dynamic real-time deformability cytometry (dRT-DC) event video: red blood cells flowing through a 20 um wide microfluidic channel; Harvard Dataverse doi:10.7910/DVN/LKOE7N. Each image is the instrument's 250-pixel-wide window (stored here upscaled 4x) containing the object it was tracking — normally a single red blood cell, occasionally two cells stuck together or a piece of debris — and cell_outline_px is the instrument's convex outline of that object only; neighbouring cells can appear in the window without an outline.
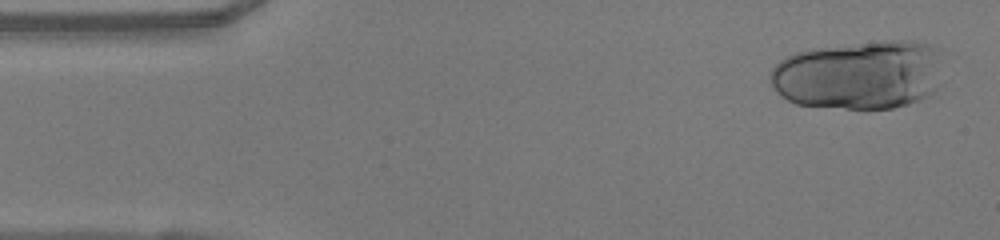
{"species": "human", "species_latin": "Homo sapiens", "temperature_condition": "warm", "stored_images_in_passage": 24, "camera_frame_rate_fps": 3000, "um_per_image_px": 0.085, "donor": {"sex": "female"}, "frame": {"image": 1, "passage_image": 3, "time_ms": 0.667, "image_size_px": [1000, 240], "cell_outline_px": [[932, 52], [928, 96], [920, 100], [908, 104], [892, 108], [848, 108], [796, 104], [788, 100], [772, 84], [772, 68], [780, 60], [796, 52], [812, 48], [880, 40], [912, 40], [924, 44], [932, 48]], "centroid_in_image_um": [72.8, 6.36], "position_along_channel_um": 12.2, "area_um2": 66.47}}
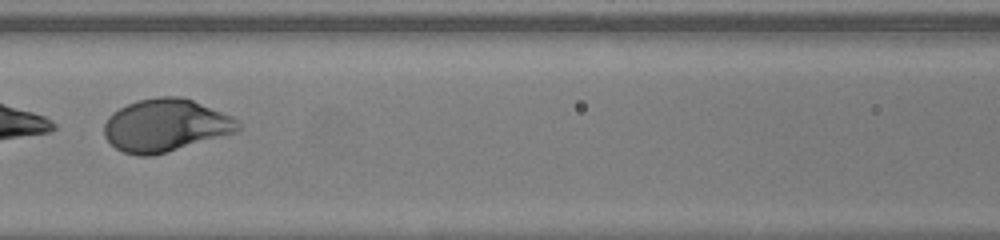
{"frame": {"image": 2, "passage_image": 22, "time_ms": 7.0, "image_size_px": [1000, 240], "cell_outline_px": [[240, 128], [236, 132], [152, 156], [136, 156], [124, 152], [116, 148], [104, 136], [104, 124], [108, 116], [112, 112], [128, 104], [140, 100], [160, 96], [180, 96], [192, 100], [232, 116], [240, 124]], "centroid_in_image_um": [14.04, 10.66], "position_along_channel_um": 152.6, "area_um2": 40.75}}